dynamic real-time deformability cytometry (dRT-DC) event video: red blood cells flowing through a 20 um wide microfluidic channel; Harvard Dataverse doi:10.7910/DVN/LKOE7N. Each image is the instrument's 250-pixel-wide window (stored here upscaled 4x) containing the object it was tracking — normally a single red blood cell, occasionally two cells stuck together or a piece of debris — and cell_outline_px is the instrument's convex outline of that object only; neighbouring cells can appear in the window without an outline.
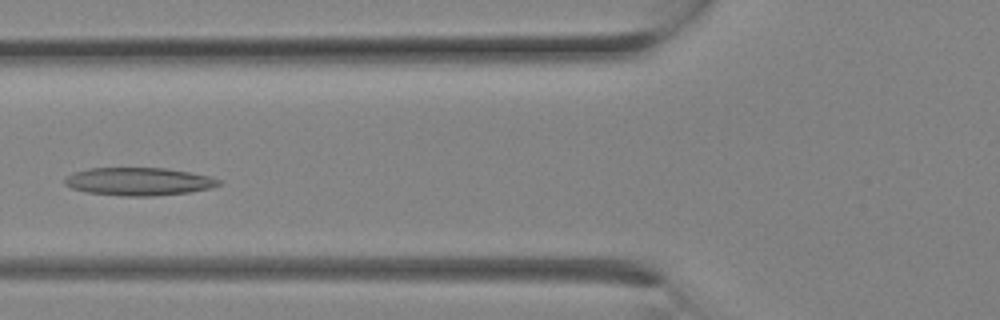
{"species": "Egyptian fruit bat (a non-hibernating species)", "species_latin": "Rousettus aegyptiacus", "temperature_condition": "room temperature", "stored_images_in_passage": 11, "camera_frame_rate_fps": 3000, "um_per_image_px": 0.085, "animal": {"sex": "female"}, "frame": {"image": 1, "passage_image": 10, "time_ms": 3.0, "image_size_px": [1000, 320], "cell_outline_px": [[220, 184], [212, 188], [188, 192], [152, 196], [124, 196], [88, 192], [72, 188], [64, 184], [64, 180], [72, 172], [88, 168], [164, 168], [212, 176], [220, 180]], "centroid_in_image_um": [11.79, 15.42], "position_along_channel_um": 114.0, "area_um2": 24.97}}